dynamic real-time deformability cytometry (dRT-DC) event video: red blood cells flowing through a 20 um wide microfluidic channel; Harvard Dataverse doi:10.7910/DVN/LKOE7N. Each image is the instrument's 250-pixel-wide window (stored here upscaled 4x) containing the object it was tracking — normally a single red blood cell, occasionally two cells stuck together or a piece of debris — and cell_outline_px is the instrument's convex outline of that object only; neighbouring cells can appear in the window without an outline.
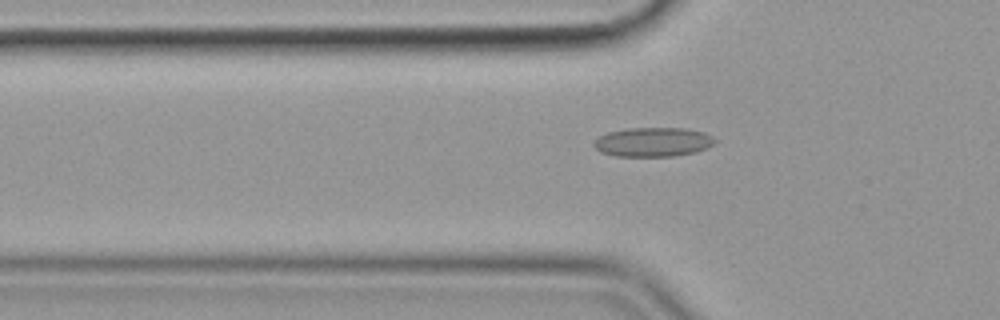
{"species": "common noctule bat (a hibernating species)", "species_latin": "Nyctalus noctula", "temperature_condition": "cold", "stored_images_in_passage": 42, "camera_frame_rate_fps": 3000, "um_per_image_px": 0.085, "animal": {"sex": "female", "body_mass_g": 19.9}, "frame": {"image": 1, "passage_image": 4, "time_ms": 1.0, "image_size_px": [1000, 320], "cell_outline_px": [[716, 140], [708, 148], [696, 152], [672, 156], [616, 156], [600, 152], [592, 144], [600, 136], [608, 132], [628, 128], [684, 128], [704, 132], [712, 136]], "centroid_in_image_um": [55.51, 12.07], "position_along_channel_um": 70.3, "area_um2": 20.58}}
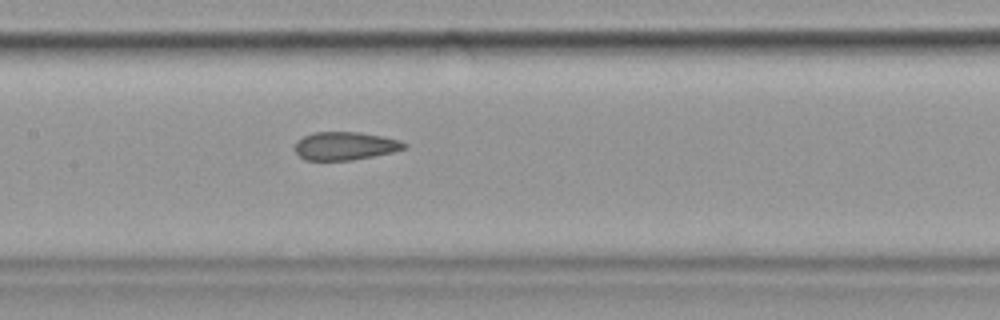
{"frame": {"image": 2, "passage_image": 13, "time_ms": 4.0, "image_size_px": [1000, 320], "cell_outline_px": [[408, 148], [392, 152], [352, 160], [304, 160], [296, 152], [296, 140], [312, 132], [360, 132], [384, 136], [400, 140], [408, 144]], "centroid_in_image_um": [29.36, 12.39], "position_along_channel_um": 178.0, "area_um2": 18.03}}
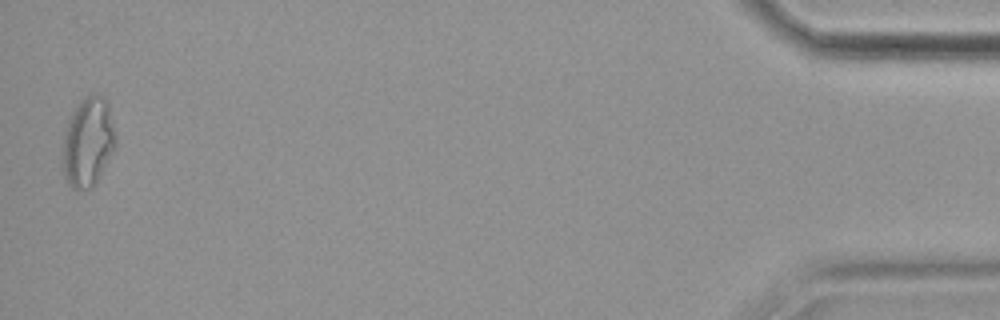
{"frame": {"image": 3, "passage_image": 41, "time_ms": 13.333, "image_size_px": [1000, 320], "cell_outline_px": [[116, 148], [92, 188], [76, 192], [68, 184], [64, 176], [60, 164], [60, 148], [68, 116], [80, 100], [92, 92], [96, 92], [104, 96], [108, 100], [116, 140]], "centroid_in_image_um": [7.43, 12.07], "position_along_channel_um": 427.8, "area_um2": 28.9}, "authors_computed_cell_mechanics": {"area_um2": 18.9006, "velocity_mm_per_s": 3.5895, "shape_relaxation_time_tau1_ms": null, "shape_relaxation_time_tau2_ms": 2.0228, "deformation_change_tau1": null, "deformation_change_tau2": 0.0802}}